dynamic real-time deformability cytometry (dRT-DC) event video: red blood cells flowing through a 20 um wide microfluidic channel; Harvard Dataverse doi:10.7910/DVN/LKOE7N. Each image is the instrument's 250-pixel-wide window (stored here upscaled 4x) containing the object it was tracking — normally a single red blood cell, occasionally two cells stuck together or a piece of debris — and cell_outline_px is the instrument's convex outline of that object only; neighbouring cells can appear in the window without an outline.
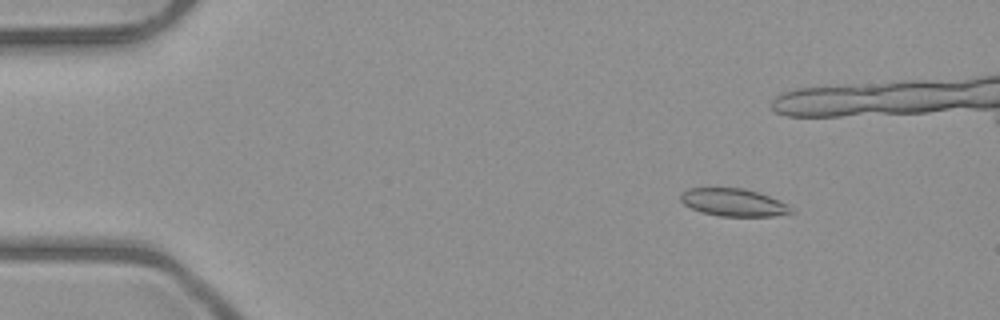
{"species": "common noctule bat (a hibernating species)", "species_latin": "Nyctalus noctula", "temperature_condition": "room temperature", "stored_images_in_passage": 52, "camera_frame_rate_fps": 3000, "um_per_image_px": 0.085, "animal": {"sex": "male", "body_mass_g": 23.1, "forearm_length_mm": 52.7}, "frame": {"image": 1, "passage_image": 7, "time_ms": 2.0, "image_size_px": [1000, 320], "cell_outline_px": [[796, 212], [772, 216], [720, 216], [704, 212], [692, 208], [684, 204], [680, 200], [680, 196], [688, 188], [744, 188], [780, 200], [788, 204]], "centroid_in_image_um": [62.38, 17.21], "position_along_channel_um": 22.6, "area_um2": 17.63}}
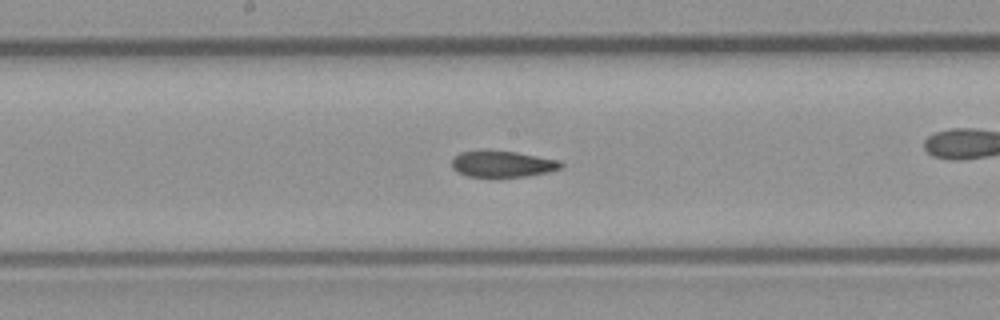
{"frame": {"image": 2, "passage_image": 27, "time_ms": 8.667, "image_size_px": [1000, 320], "cell_outline_px": [[564, 164], [560, 168], [548, 172], [528, 176], [468, 176], [452, 168], [452, 160], [460, 152], [516, 152], [560, 160]], "centroid_in_image_um": [42.77, 13.95], "position_along_channel_um": 205.4, "area_um2": 16.07}}
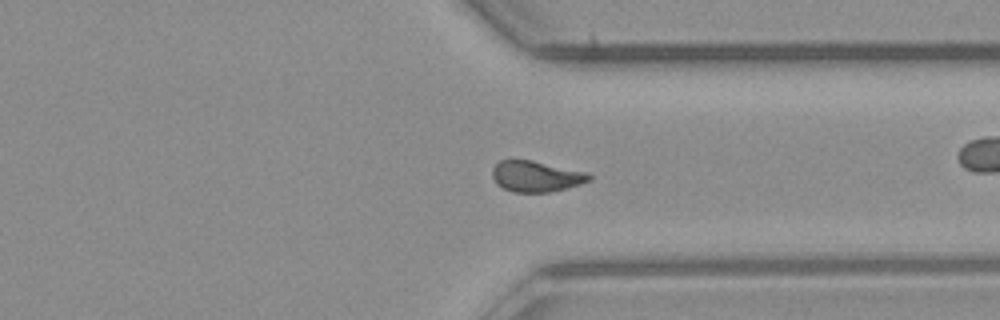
{"frame": {"image": 3, "passage_image": 39, "time_ms": 12.667, "image_size_px": [1000, 320], "cell_outline_px": [[592, 180], [580, 184], [548, 192], [512, 192], [496, 184], [492, 176], [492, 168], [500, 160], [532, 160], [588, 172], [592, 176]], "centroid_in_image_um": [45.57, 14.98], "position_along_channel_um": 365.8, "area_um2": 17.46}}